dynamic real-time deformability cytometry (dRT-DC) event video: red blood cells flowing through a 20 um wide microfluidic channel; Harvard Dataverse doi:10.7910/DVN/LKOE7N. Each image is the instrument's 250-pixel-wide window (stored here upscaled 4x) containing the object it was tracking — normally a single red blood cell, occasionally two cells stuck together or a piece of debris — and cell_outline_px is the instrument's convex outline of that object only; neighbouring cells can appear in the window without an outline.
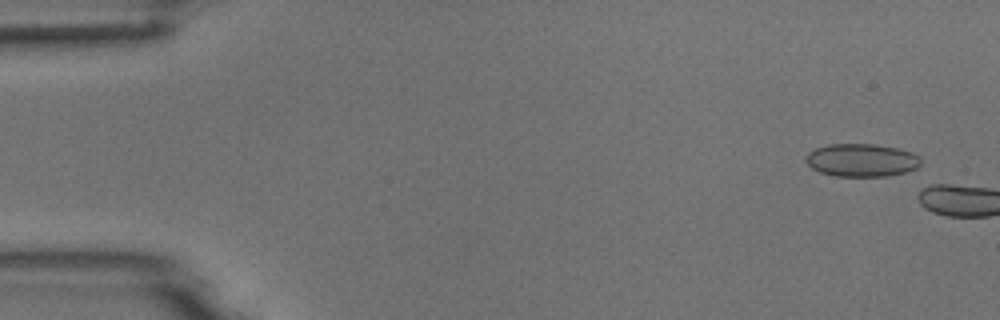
{"species": "common noctule bat (a hibernating species)", "species_latin": "Nyctalus noctula", "temperature_condition": "room temperature", "stored_images_in_passage": 4, "segment_of_instrument_passage": [2, 2], "camera_frame_rate_fps": 3000, "um_per_image_px": 0.085, "animal": {"sex": "male", "body_mass_g": 18.8}, "frame": {"image": 1, "passage_image": 4, "time_ms": 3.667, "image_size_px": [1000, 320], "cell_outline_px": [[920, 164], [916, 168], [904, 172], [884, 176], [836, 176], [820, 172], [812, 168], [804, 160], [804, 156], [808, 152], [816, 148], [828, 144], [876, 144], [896, 148], [912, 152], [920, 156]], "centroid_in_image_um": [73.2, 13.6], "position_along_channel_um": 11.8, "area_um2": 22.08}}